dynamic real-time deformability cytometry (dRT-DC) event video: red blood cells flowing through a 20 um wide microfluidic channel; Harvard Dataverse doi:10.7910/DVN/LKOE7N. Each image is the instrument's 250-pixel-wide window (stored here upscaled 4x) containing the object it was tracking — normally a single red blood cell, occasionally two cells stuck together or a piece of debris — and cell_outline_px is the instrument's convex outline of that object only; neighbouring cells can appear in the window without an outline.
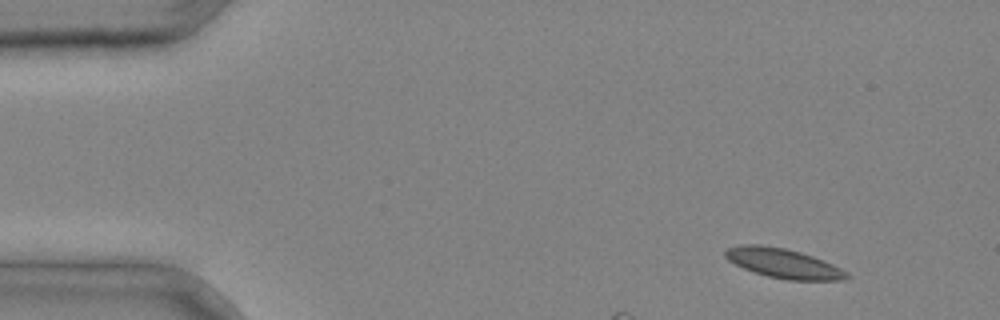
{"species": "common noctule bat (a hibernating species)", "species_latin": "Nyctalus noctula", "temperature_condition": "cold", "stored_images_in_passage": 3, "camera_frame_rate_fps": 3000, "um_per_image_px": 0.085, "animal": {"sex": "male", "body_mass_g": 20.4}, "frame": {"image": 1, "passage_image": 1, "time_ms": 0.0, "image_size_px": [1000, 320], "cell_outline_px": [[852, 276], [844, 280], [788, 280], [768, 276], [744, 268], [728, 260], [724, 256], [724, 252], [728, 248], [744, 244], [760, 244], [784, 248], [800, 252], [824, 260], [848, 272]], "centroid_in_image_um": [66.62, 22.38], "position_along_channel_um": 18.4, "area_um2": 20.81}}
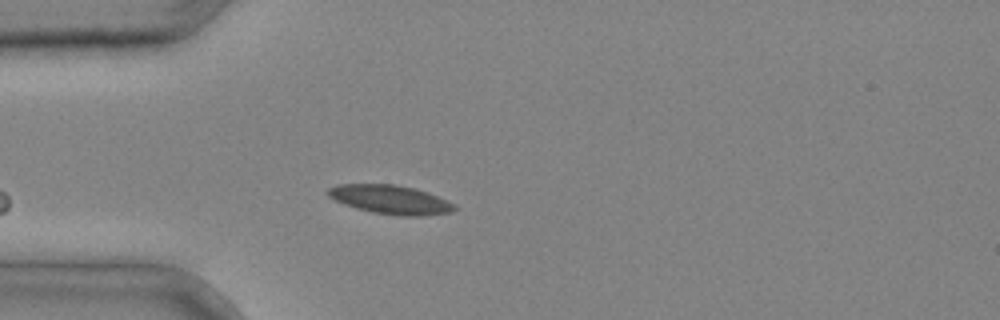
{"frame": {"image": 2, "passage_image": 3, "time_ms": 0.667, "image_size_px": [1000, 320], "cell_outline_px": [[460, 208], [452, 212], [420, 216], [400, 216], [372, 212], [356, 208], [344, 204], [328, 196], [324, 192], [328, 188], [336, 184], [396, 184], [416, 188], [428, 192], [456, 204]], "centroid_in_image_um": [33.21, 16.96], "position_along_channel_um": 51.8, "area_um2": 21.62}}